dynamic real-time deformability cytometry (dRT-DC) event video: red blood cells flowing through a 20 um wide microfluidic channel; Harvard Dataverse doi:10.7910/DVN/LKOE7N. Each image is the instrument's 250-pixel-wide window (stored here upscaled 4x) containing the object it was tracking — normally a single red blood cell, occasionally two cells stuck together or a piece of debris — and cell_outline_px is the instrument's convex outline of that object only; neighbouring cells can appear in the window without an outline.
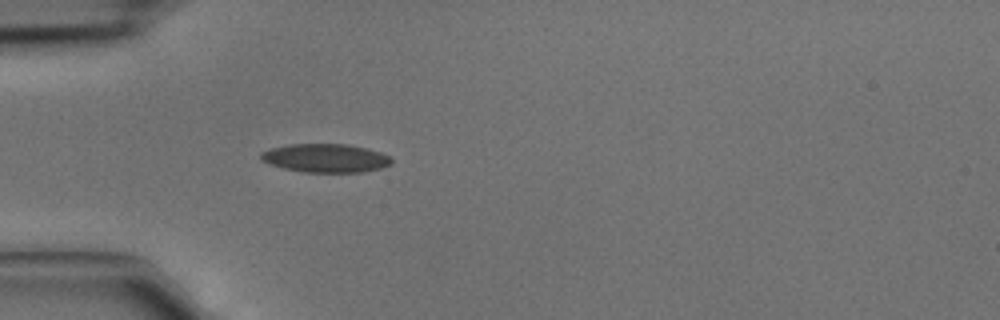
{"species": "common noctule bat (a hibernating species)", "species_latin": "Nyctalus noctula", "temperature_condition": "cold", "stored_images_in_passage": 3, "camera_frame_rate_fps": 3000, "um_per_image_px": 0.085, "animal": {"sex": "male", "body_mass_g": 15.6}, "frame": {"image": 1, "passage_image": 3, "time_ms": 0.667, "image_size_px": [1000, 320], "cell_outline_px": [[392, 164], [380, 168], [364, 172], [304, 172], [284, 168], [268, 164], [260, 160], [260, 152], [272, 148], [292, 144], [348, 144], [380, 152], [392, 156]], "centroid_in_image_um": [27.68, 13.44], "position_along_channel_um": 57.3, "area_um2": 21.79}}